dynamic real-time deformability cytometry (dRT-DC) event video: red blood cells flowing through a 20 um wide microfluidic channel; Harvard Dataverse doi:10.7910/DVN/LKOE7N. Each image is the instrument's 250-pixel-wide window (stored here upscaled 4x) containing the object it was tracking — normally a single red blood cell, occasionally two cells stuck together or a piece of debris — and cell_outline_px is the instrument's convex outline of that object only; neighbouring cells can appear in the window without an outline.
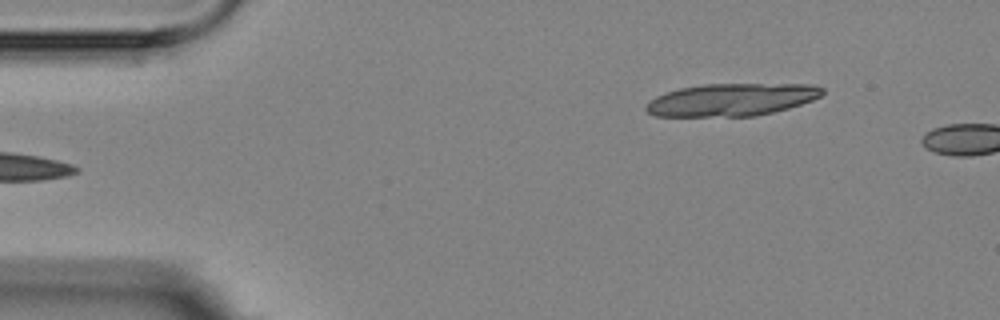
{"species": "Egyptian fruit bat (a non-hibernating species)", "species_latin": "Rousettus aegyptiacus", "temperature_condition": "room temperature", "stored_images_in_passage": 6, "camera_frame_rate_fps": 3000, "um_per_image_px": 0.085, "animal": {"sex": "female"}, "frame": {"image": 1, "passage_image": 6, "time_ms": 6.0, "image_size_px": [1000, 320], "cell_outline_px": [[824, 92], [820, 96], [812, 100], [788, 108], [756, 116], [656, 116], [648, 112], [644, 108], [648, 100], [664, 92], [680, 88], [704, 84], [816, 84], [824, 88]], "centroid_in_image_um": [62.17, 8.46], "position_along_channel_um": 22.8, "area_um2": 33.52}}